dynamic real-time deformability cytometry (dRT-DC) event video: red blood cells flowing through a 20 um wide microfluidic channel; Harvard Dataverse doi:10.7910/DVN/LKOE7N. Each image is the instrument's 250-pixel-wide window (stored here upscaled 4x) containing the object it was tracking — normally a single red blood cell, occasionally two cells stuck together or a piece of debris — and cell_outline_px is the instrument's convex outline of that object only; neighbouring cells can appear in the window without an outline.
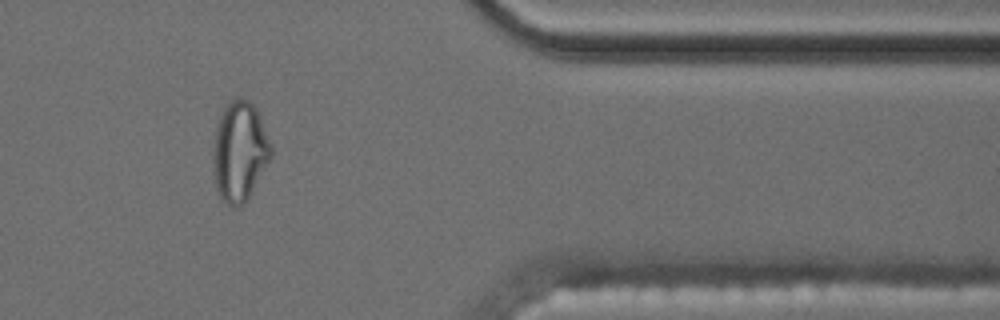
{"species": "common noctule bat (a hibernating species)", "species_latin": "Nyctalus noctula", "temperature_condition": "cold", "stored_images_in_passage": 15, "camera_frame_rate_fps": 3000, "um_per_image_px": 0.085, "animal": {"sex": "male", "body_mass_g": 17.5, "forearm_length_mm": 52.3}, "frame": {"image": 1, "passage_image": 13, "time_ms": 16.0, "image_size_px": [1000, 320], "cell_outline_px": [[272, 156], [248, 200], [240, 208], [236, 208], [228, 204], [220, 196], [216, 188], [212, 164], [212, 148], [216, 128], [220, 116], [228, 100], [240, 96], [248, 100], [256, 108], [272, 144]], "centroid_in_image_um": [20.37, 12.88], "position_along_channel_um": 391.0, "area_um2": 34.28}, "authors_computed_cell_mechanics": {"area_um2": 17.1088, "velocity_mm_per_s": 3.526, "shape_relaxation_time_tau1_ms": null, "shape_relaxation_time_tau2_ms": 6.0687, "deformation_change_tau1": null, "deformation_change_tau2": 0.1082}}